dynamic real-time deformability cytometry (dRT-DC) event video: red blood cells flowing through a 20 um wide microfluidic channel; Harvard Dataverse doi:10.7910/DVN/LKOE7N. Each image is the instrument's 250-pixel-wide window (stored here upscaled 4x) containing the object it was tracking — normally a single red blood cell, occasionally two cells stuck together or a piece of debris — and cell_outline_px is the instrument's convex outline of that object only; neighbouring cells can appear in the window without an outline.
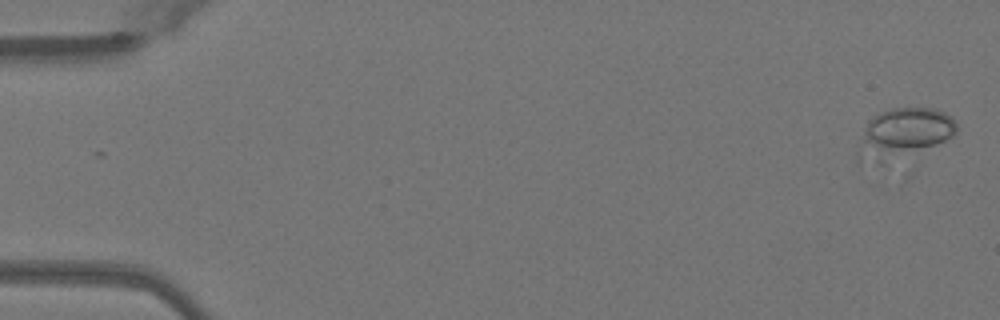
{"species": "Egyptian fruit bat (a non-hibernating species)", "species_latin": "Rousettus aegyptiacus", "temperature_condition": "warm", "stored_images_in_passage": 52, "segment_of_instrument_passage": [1, 2], "camera_frame_rate_fps": 3000, "um_per_image_px": 0.085, "animal": {"sex": "female"}, "frame": {"image": 1, "passage_image": 2, "time_ms": 0.333, "image_size_px": [1000, 320], "cell_outline_px": [[956, 132], [952, 136], [936, 144], [884, 164], [876, 164], [864, 144], [864, 128], [868, 120], [872, 116], [880, 112], [892, 108], [936, 108], [952, 116], [956, 120]], "centroid_in_image_um": [77.0, 11.22], "position_along_channel_um": 8.0, "area_um2": 26.93}}
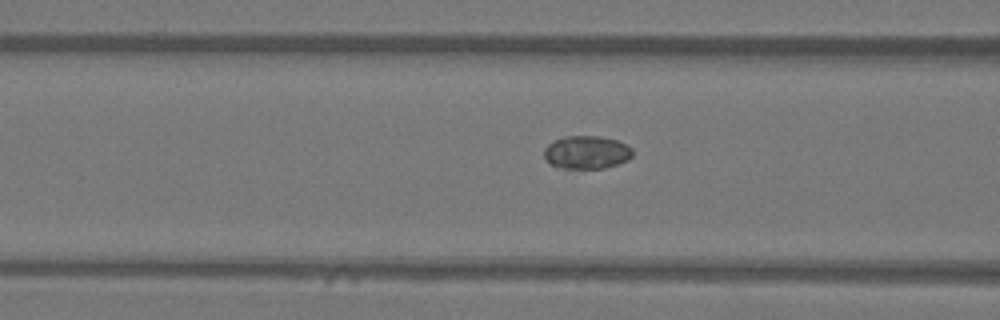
{"frame": {"image": 2, "passage_image": 21, "time_ms": 6.667, "image_size_px": [1000, 320], "cell_outline_px": [[632, 156], [628, 160], [604, 168], [564, 168], [552, 164], [544, 160], [544, 148], [548, 144], [564, 136], [600, 136], [616, 140], [632, 148]], "centroid_in_image_um": [49.85, 12.94], "position_along_channel_um": 116.8, "area_um2": 16.94}}
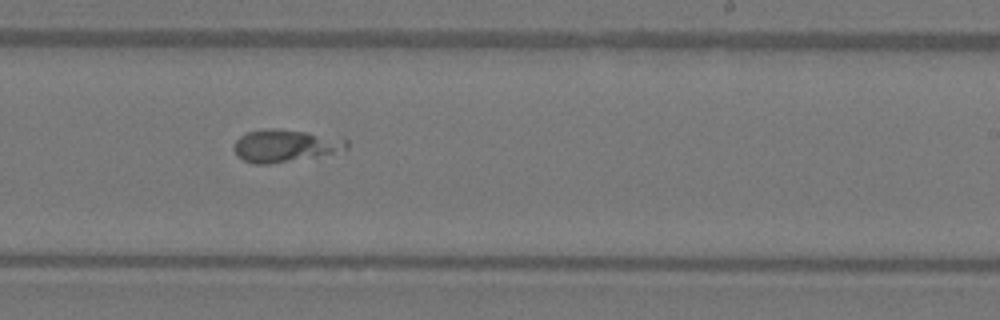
{"frame": {"image": 3, "passage_image": 32, "time_ms": 10.333, "image_size_px": [1000, 320], "cell_outline_px": [[348, 148], [316, 156], [268, 164], [252, 164], [236, 156], [232, 148], [232, 144], [240, 136], [248, 132], [264, 128], [276, 128], [344, 136], [348, 140]], "centroid_in_image_um": [24.22, 12.35], "position_along_channel_um": 264.8, "area_um2": 21.68}}